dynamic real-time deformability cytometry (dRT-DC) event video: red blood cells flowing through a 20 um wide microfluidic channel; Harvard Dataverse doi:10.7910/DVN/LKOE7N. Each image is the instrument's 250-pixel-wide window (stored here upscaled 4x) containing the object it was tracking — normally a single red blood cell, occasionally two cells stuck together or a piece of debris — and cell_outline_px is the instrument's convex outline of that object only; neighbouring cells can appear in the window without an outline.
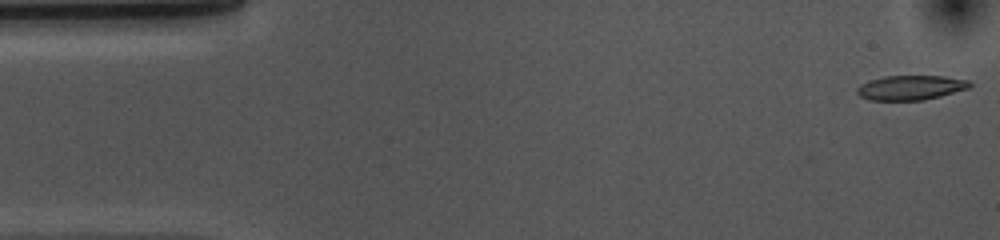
{"species": "common noctule bat (a hibernating species)", "species_latin": "Nyctalus noctula", "temperature_condition": "cold", "stored_images_in_passage": 53, "camera_frame_rate_fps": 3000, "um_per_image_px": 0.085, "animal": {"sex": "female", "body_mass_g": 10.0, "forearm_length_mm": 53.1}, "frame": {"image": 1, "passage_image": 1, "time_ms": 0.0, "image_size_px": [1000, 240], "cell_outline_px": [[972, 84], [968, 88], [940, 96], [924, 100], [872, 100], [860, 96], [856, 92], [856, 88], [860, 84], [868, 80], [884, 76], [944, 76], [968, 80]], "centroid_in_image_um": [77.37, 7.44], "position_along_channel_um": 7.6, "area_um2": 16.13}}
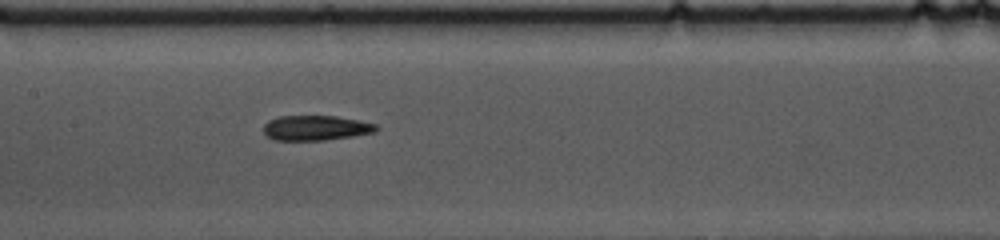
{"frame": {"image": 2, "passage_image": 24, "time_ms": 7.667, "image_size_px": [1000, 240], "cell_outline_px": [[380, 128], [372, 132], [352, 136], [324, 140], [272, 140], [264, 132], [264, 124], [268, 120], [280, 116], [336, 116], [360, 120], [376, 124]], "centroid_in_image_um": [26.83, 10.86], "position_along_channel_um": 180.6, "area_um2": 16.36}}
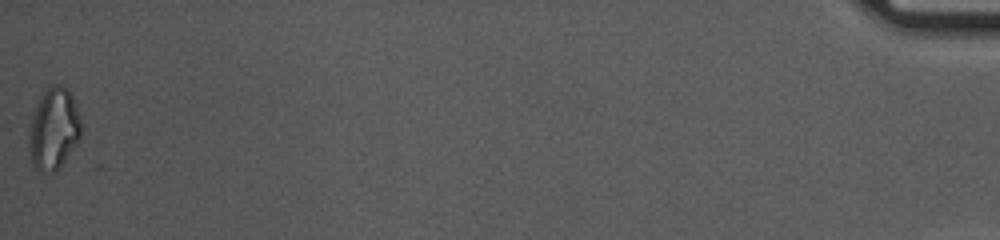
{"frame": {"image": 3, "passage_image": 53, "time_ms": 17.333, "image_size_px": [1000, 240], "cell_outline_px": [[80, 140], [56, 172], [40, 172], [36, 168], [28, 152], [28, 136], [32, 120], [40, 96], [52, 84], [60, 84], [72, 96], [80, 120]], "centroid_in_image_um": [4.56, 11.0], "position_along_channel_um": 430.6, "area_um2": 24.45}, "authors_computed_cell_mechanics": {"area_um2": 16.9354, "velocity_mm_per_s": 3.67, "shape_relaxation_time_tau1_ms": 6.0621, "shape_relaxation_time_tau2_ms": 5.1341, "deformation_change_tau1": 0.1845, "deformation_change_tau2": 0.1435}}